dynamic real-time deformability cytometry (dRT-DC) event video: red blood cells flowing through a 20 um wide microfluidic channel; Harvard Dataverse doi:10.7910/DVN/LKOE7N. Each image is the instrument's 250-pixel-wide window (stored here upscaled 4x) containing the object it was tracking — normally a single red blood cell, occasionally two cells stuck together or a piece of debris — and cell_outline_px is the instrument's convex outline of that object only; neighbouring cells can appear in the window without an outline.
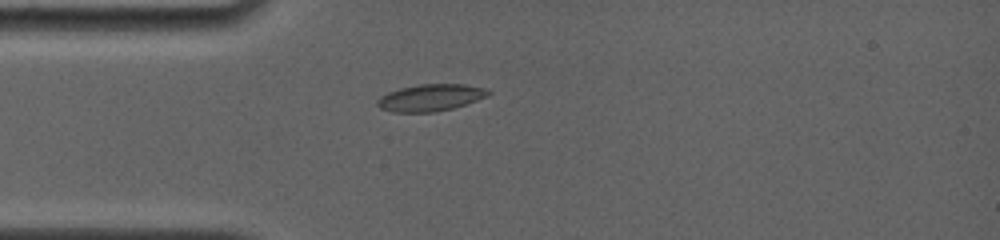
{"species": "common noctule bat (a hibernating species)", "species_latin": "Nyctalus noctula", "temperature_condition": "room temperature", "stored_images_in_passage": 1, "camera_frame_rate_fps": 4000, "um_per_image_px": 0.085, "animal": {"sex": "female", "body_mass_g": 19.0, "forearm_length_mm": 56.7}, "frame": {"image": 1, "passage_image": 1, "time_ms": 0.0, "image_size_px": [1000, 240], "cell_outline_px": [[492, 92], [488, 96], [452, 108], [436, 112], [392, 112], [380, 108], [376, 104], [376, 100], [380, 96], [388, 92], [400, 88], [420, 84], [464, 84], [488, 88]], "centroid_in_image_um": [36.59, 8.29], "position_along_channel_um": 48.4, "area_um2": 17.46}}